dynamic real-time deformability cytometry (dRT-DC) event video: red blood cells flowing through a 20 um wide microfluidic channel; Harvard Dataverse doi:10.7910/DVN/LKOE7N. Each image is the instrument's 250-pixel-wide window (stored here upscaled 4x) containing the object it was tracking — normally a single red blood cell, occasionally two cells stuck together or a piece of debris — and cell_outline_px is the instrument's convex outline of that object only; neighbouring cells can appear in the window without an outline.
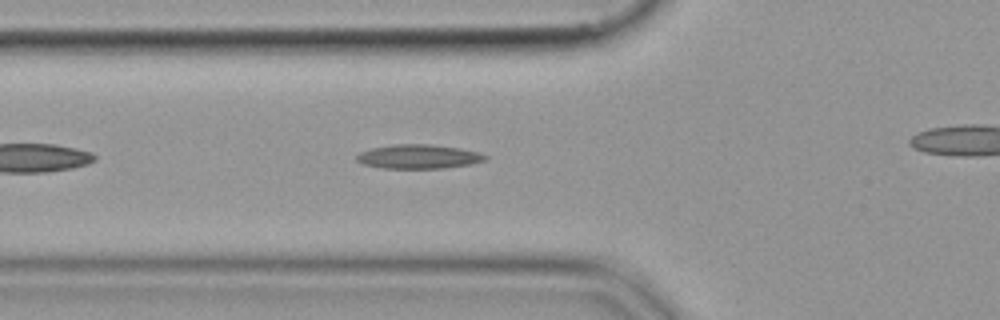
{"species": "common noctule bat (a hibernating species)", "species_latin": "Nyctalus noctula", "temperature_condition": "cold", "stored_images_in_passage": 34, "camera_frame_rate_fps": 3000, "um_per_image_px": 0.085, "animal": {"sex": "female", "body_mass_g": 19.9}, "frame": {"image": 1, "passage_image": 6, "time_ms": 1.667, "image_size_px": [1000, 320], "cell_outline_px": [[488, 160], [468, 164], [440, 168], [384, 168], [364, 164], [356, 160], [356, 156], [360, 152], [372, 148], [396, 144], [432, 144], [460, 148], [480, 152], [488, 156]], "centroid_in_image_um": [35.61, 13.3], "position_along_channel_um": 90.2, "area_um2": 17.98}}
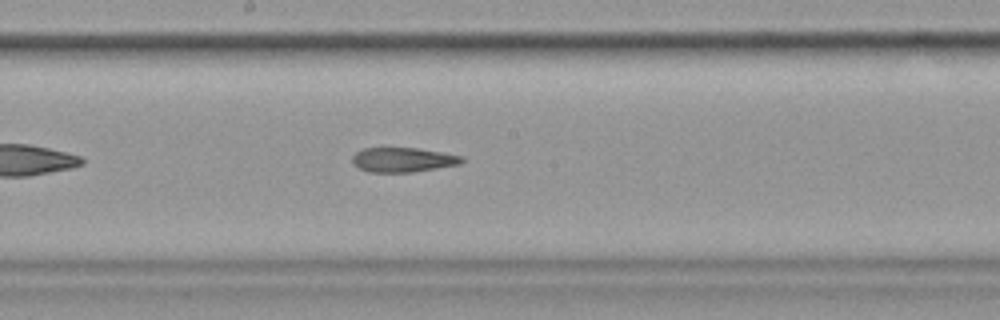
{"frame": {"image": 2, "passage_image": 16, "time_ms": 5.0, "image_size_px": [1000, 320], "cell_outline_px": [[464, 160], [460, 164], [412, 172], [368, 172], [352, 164], [352, 156], [356, 152], [364, 148], [416, 148], [464, 156]], "centroid_in_image_um": [34.23, 13.58], "position_along_channel_um": 214.0, "area_um2": 15.61}}
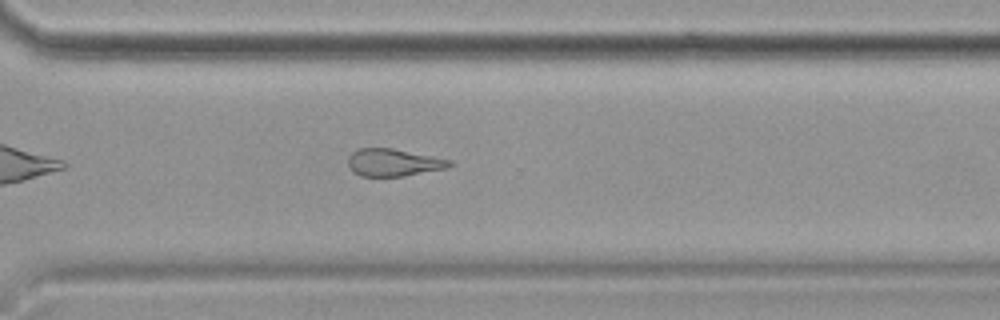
{"frame": {"image": 3, "passage_image": 26, "time_ms": 8.333, "image_size_px": [1000, 320], "cell_outline_px": [[452, 164], [448, 168], [404, 176], [360, 176], [352, 172], [348, 164], [348, 156], [356, 148], [392, 148], [452, 160]], "centroid_in_image_um": [33.42, 13.81], "position_along_channel_um": 337.2, "area_um2": 16.3}}